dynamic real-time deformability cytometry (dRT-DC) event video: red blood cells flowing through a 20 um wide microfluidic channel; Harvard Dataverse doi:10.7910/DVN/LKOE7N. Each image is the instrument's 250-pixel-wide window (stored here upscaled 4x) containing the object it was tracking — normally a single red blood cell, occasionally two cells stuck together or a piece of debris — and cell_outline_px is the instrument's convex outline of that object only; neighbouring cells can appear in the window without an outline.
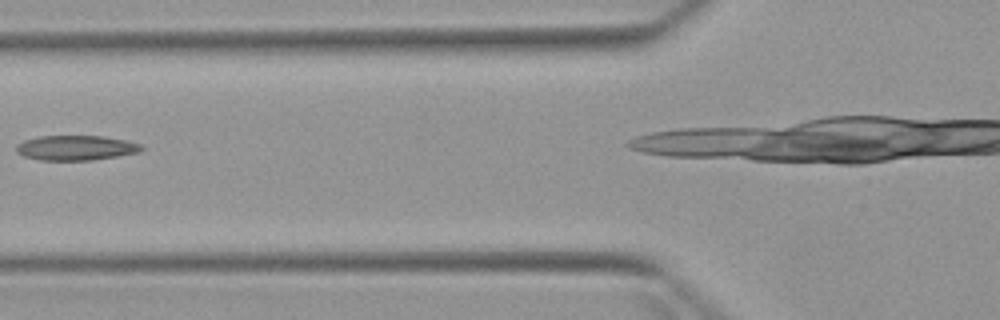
{"species": "Egyptian fruit bat (a non-hibernating species)", "species_latin": "Rousettus aegyptiacus", "temperature_condition": "warm", "stored_images_in_passage": 6, "camera_frame_rate_fps": 3000, "um_per_image_px": 0.085, "animal": {"sex": "female"}, "frame": {"image": 1, "passage_image": 3, "time_ms": 2.333, "image_size_px": [1000, 320], "cell_outline_px": [[144, 148], [140, 152], [92, 160], [40, 160], [24, 156], [16, 152], [16, 144], [24, 140], [40, 136], [104, 136], [128, 140], [140, 144]], "centroid_in_image_um": [6.45, 12.56], "position_along_channel_um": 119.3, "area_um2": 18.21}}